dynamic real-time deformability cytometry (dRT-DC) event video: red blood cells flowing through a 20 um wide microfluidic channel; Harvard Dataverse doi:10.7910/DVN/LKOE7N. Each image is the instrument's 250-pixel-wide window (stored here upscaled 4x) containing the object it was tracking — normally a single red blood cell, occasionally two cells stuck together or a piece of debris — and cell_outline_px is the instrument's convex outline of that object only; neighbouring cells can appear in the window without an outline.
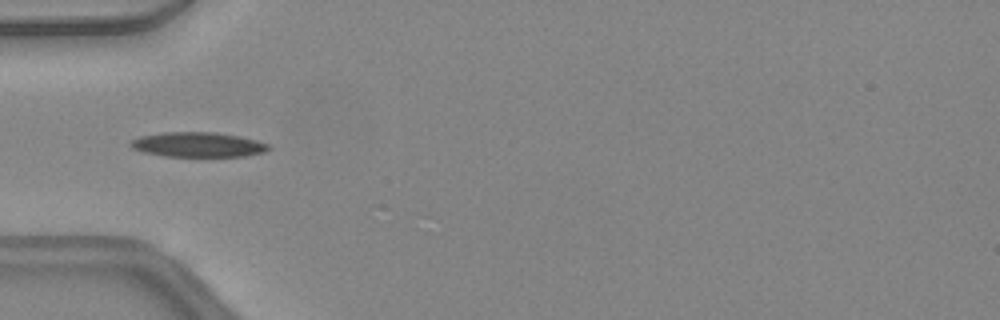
{"species": "common noctule bat (a hibernating species)", "species_latin": "Nyctalus noctula", "temperature_condition": "warm", "stored_images_in_passage": 33, "camera_frame_rate_fps": 3000, "um_per_image_px": 0.085, "animal": {"sex": "female", "body_mass_g": 24.6, "forearm_length_mm": 56.2}, "frame": {"image": 1, "passage_image": 2, "time_ms": 0.333, "image_size_px": [1000, 320], "cell_outline_px": [[272, 148], [264, 152], [244, 156], [164, 156], [144, 152], [132, 148], [128, 144], [132, 140], [140, 136], [164, 132], [216, 132], [240, 136], [256, 140], [268, 144]], "centroid_in_image_um": [16.83, 12.29], "position_along_channel_um": 68.2, "area_um2": 19.94}}
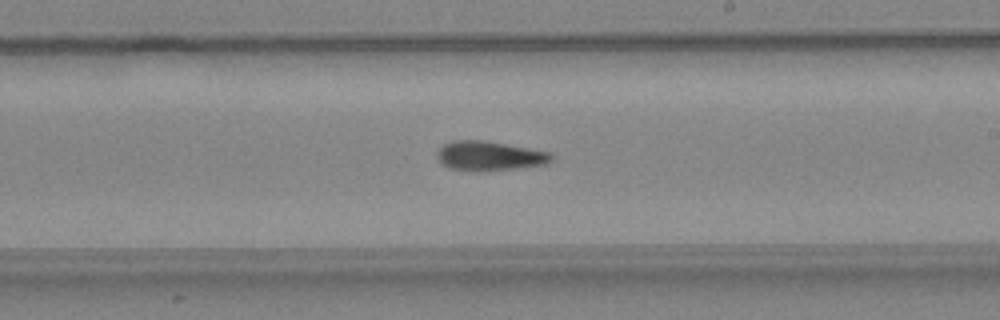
{"frame": {"image": 2, "passage_image": 14, "time_ms": 4.333, "image_size_px": [1000, 320], "cell_outline_px": [[552, 160], [548, 164], [516, 168], [480, 172], [472, 172], [448, 168], [436, 156], [436, 152], [444, 144], [452, 140], [484, 140], [552, 152]], "centroid_in_image_um": [41.6, 13.26], "position_along_channel_um": 247.4, "area_um2": 19.88}}
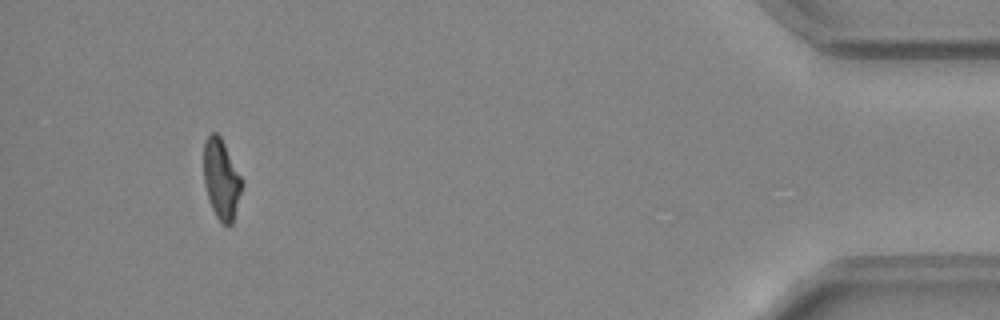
{"frame": {"image": 3, "passage_image": 30, "time_ms": 9.667, "image_size_px": [1000, 320], "cell_outline_px": [[244, 184], [232, 224], [224, 224], [216, 216], [212, 208], [204, 184], [204, 140], [212, 132], [216, 132], [220, 136]], "centroid_in_image_um": [18.81, 15.23], "position_along_channel_um": 416.4, "area_um2": 17.51}, "authors_computed_cell_mechanics": {"area_um2": 19.363, "velocity_mm_per_s": 4.469, "shape_relaxation_time_tau1_ms": 8.0133, "shape_relaxation_time_tau2_ms": 8.8038, "deformation_change_tau1": 0.2328, "deformation_change_tau2": 0.2239}}